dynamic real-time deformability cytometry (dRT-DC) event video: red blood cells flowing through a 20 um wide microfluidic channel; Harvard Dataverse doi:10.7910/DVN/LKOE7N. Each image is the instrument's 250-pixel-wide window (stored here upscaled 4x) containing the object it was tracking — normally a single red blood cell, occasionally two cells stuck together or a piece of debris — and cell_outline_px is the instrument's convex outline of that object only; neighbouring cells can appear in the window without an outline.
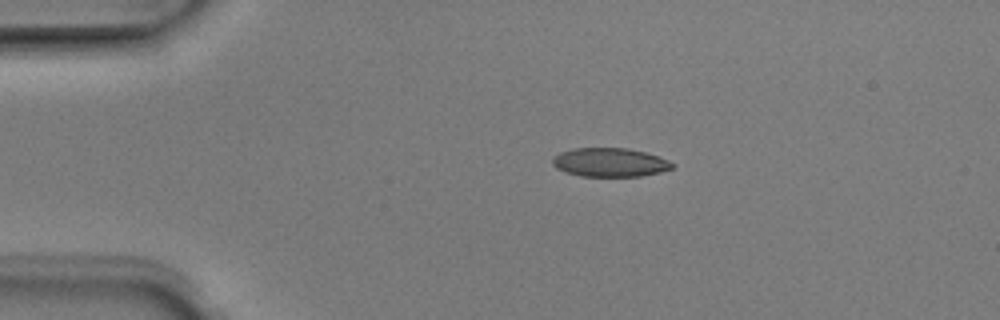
{"species": "Egyptian fruit bat (a non-hibernating species)", "species_latin": "Rousettus aegyptiacus", "temperature_condition": "room temperature", "stored_images_in_passage": 4, "camera_frame_rate_fps": 3000, "um_per_image_px": 0.085, "animal": {"sex": "male"}, "frame": {"image": 1, "passage_image": 3, "time_ms": 0.667, "image_size_px": [1000, 320], "cell_outline_px": [[676, 164], [672, 168], [660, 172], [640, 176], [580, 176], [556, 168], [552, 164], [552, 160], [560, 152], [572, 148], [628, 148], [644, 152], [668, 160]], "centroid_in_image_um": [51.84, 13.8], "position_along_channel_um": 33.2, "area_um2": 19.94}}
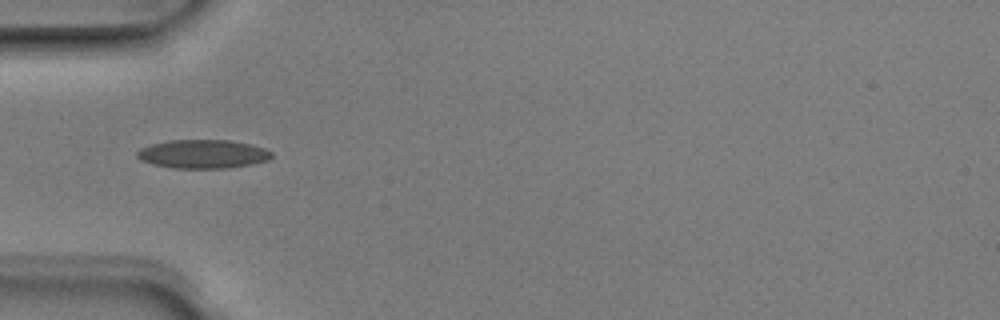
{"frame": {"image": 2, "passage_image": 4, "time_ms": 1.0, "image_size_px": [1000, 320], "cell_outline_px": [[272, 156], [268, 160], [252, 164], [228, 168], [172, 168], [152, 164], [140, 160], [136, 156], [136, 152], [140, 148], [152, 144], [168, 140], [228, 140], [252, 144], [264, 148], [272, 152]], "centroid_in_image_um": [17.23, 13.09], "position_along_channel_um": 67.8, "area_um2": 22.6}}